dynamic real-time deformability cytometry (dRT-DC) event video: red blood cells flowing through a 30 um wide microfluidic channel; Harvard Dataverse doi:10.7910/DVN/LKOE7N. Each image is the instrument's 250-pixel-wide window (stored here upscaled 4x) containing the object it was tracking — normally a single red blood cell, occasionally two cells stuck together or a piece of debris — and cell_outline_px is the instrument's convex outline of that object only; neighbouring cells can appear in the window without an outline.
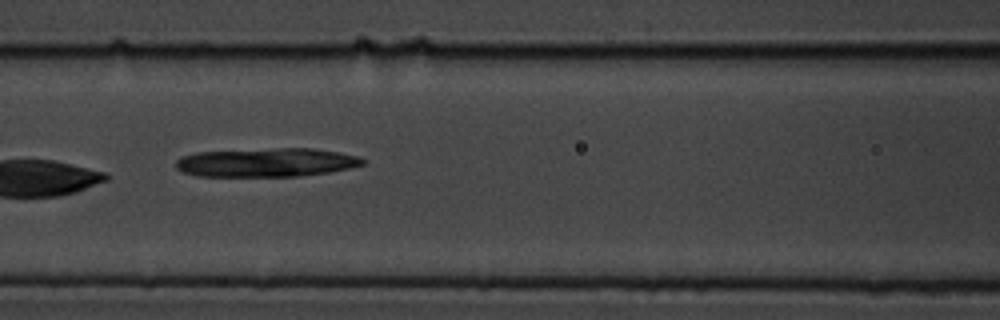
{"species": "common noctule bat (a hibernating species)", "species_latin": "Nyctalus noctula", "temperature_condition": "cold", "stored_images_in_passage": 17, "camera_frame_rate_fps": 3000, "um_per_image_px": 0.085, "animal": {"sex": "male", "body_mass_g": 19.5, "forearm_length_mm": 54.6}, "frame": {"image": 1, "passage_image": 8, "time_ms": 2.333, "image_size_px": [1000, 320], "cell_outline_px": [[364, 164], [348, 168], [328, 172], [296, 176], [196, 176], [180, 172], [176, 168], [176, 160], [180, 156], [196, 152], [276, 148], [316, 148], [360, 156], [364, 160]], "centroid_in_image_um": [22.6, 13.8], "position_along_channel_um": 144.0, "area_um2": 31.44}}